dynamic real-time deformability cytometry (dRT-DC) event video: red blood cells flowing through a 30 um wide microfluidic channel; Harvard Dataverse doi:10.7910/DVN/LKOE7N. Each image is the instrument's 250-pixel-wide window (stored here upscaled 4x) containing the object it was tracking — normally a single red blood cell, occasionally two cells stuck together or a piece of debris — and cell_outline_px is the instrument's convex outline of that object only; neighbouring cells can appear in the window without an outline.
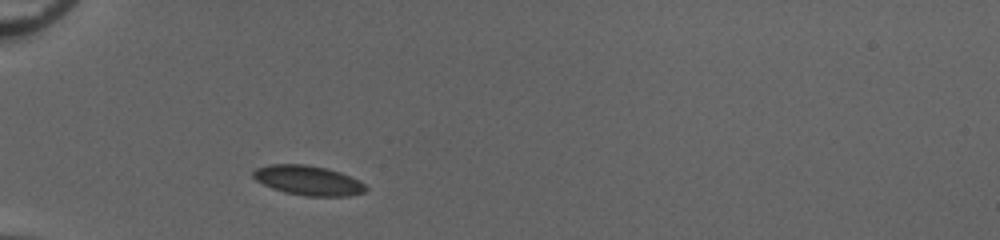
{"species": "common noctule bat (a hibernating species)", "species_latin": "Nyctalus noctula", "temperature_condition": "cold", "stored_images_in_passage": 35, "camera_frame_rate_fps": 3000, "um_per_image_px": 0.085, "animal": {"sex": "female", "body_mass_g": 20.0, "forearm_length_mm": 54.0}, "frame": {"image": 1, "passage_image": 4, "time_ms": 1.0, "image_size_px": [1000, 240], "cell_outline_px": [[368, 188], [364, 192], [348, 196], [304, 196], [284, 192], [272, 188], [256, 180], [252, 176], [252, 172], [256, 168], [268, 164], [304, 164], [324, 168], [340, 172], [360, 180]], "centroid_in_image_um": [26.19, 15.33], "position_along_channel_um": 58.8, "area_um2": 19.48}}
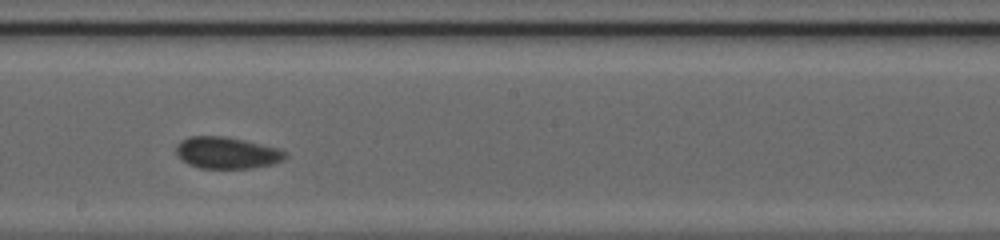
{"frame": {"image": 2, "passage_image": 18, "time_ms": 5.667, "image_size_px": [1000, 240], "cell_outline_px": [[288, 156], [284, 160], [272, 164], [252, 168], [200, 168], [188, 164], [176, 152], [176, 144], [180, 140], [188, 136], [224, 136], [244, 140], [280, 148], [288, 152]], "centroid_in_image_um": [19.32, 12.98], "position_along_channel_um": 228.9, "area_um2": 20.29}}
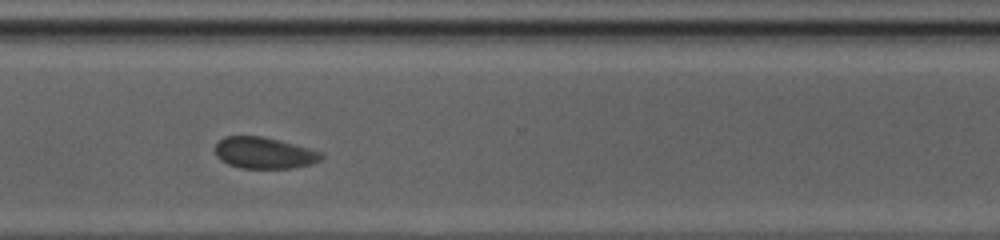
{"frame": {"image": 3, "passage_image": 27, "time_ms": 8.667, "image_size_px": [1000, 240], "cell_outline_px": [[324, 156], [320, 160], [312, 164], [292, 168], [240, 168], [228, 164], [220, 160], [216, 156], [216, 144], [224, 136], [264, 136], [280, 140], [308, 148], [320, 152]], "centroid_in_image_um": [22.44, 13.0], "position_along_channel_um": 348.2, "area_um2": 19.42}, "authors_computed_cell_mechanics": {"area_um2": 19.4208, "velocity_mm_per_s": 3.9722, "shape_relaxation_time_tau1_ms": 2.4316, "shape_relaxation_time_tau2_ms": 0.8525, "deformation_change_tau1": 0.0463, "deformation_change_tau2": 0.0334}}